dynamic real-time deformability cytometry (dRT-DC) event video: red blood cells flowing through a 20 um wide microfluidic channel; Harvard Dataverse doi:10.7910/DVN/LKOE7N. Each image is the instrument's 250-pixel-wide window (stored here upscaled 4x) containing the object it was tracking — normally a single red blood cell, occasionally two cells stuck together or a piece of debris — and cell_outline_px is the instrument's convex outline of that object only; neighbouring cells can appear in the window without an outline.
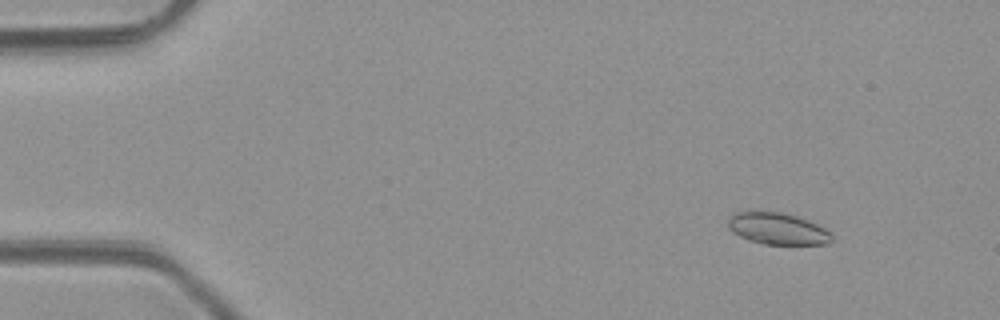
{"species": "common noctule bat (a hibernating species)", "species_latin": "Nyctalus noctula", "temperature_condition": "room temperature", "stored_images_in_passage": 3, "camera_frame_rate_fps": 3000, "um_per_image_px": 0.085, "animal": {"sex": "male", "body_mass_g": 23.1, "forearm_length_mm": 52.7}, "frame": {"image": 1, "passage_image": 1, "time_ms": 0.0, "image_size_px": [1000, 320], "cell_outline_px": [[832, 240], [828, 244], [764, 244], [748, 240], [732, 232], [728, 228], [728, 220], [736, 212], [784, 212], [808, 220], [824, 228], [832, 236]], "centroid_in_image_um": [66.09, 19.44], "position_along_channel_um": 18.9, "area_um2": 18.96}}